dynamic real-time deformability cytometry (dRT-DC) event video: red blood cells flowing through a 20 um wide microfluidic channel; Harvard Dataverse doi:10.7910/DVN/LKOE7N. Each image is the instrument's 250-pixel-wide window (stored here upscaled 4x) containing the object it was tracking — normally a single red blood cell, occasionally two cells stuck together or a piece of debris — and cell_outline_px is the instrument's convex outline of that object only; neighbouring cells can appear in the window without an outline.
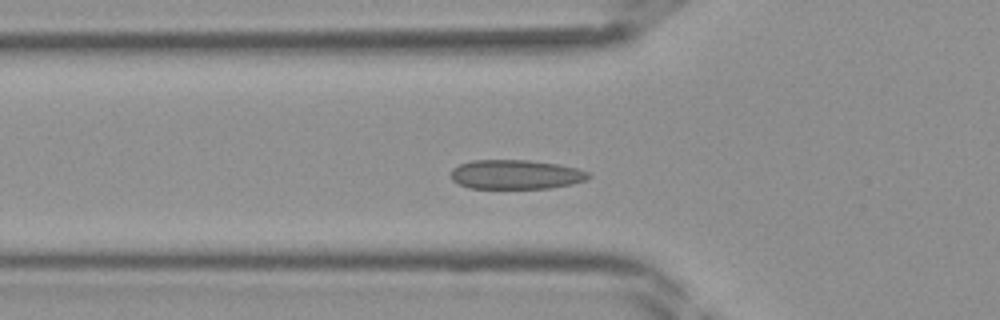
{"species": "Egyptian fruit bat (a non-hibernating species)", "species_latin": "Rousettus aegyptiacus", "temperature_condition": "room temperature", "stored_images_in_passage": 40, "camera_frame_rate_fps": 3000, "um_per_image_px": 0.085, "frame": {"image": 1, "passage_image": 12, "time_ms": 3.667, "image_size_px": [1000, 320], "cell_outline_px": [[592, 176], [588, 180], [572, 184], [548, 188], [468, 188], [452, 180], [452, 168], [460, 164], [472, 160], [528, 160], [560, 164], [576, 168], [588, 172]], "centroid_in_image_um": [43.88, 14.83], "position_along_channel_um": 81.9, "area_um2": 23.58}}
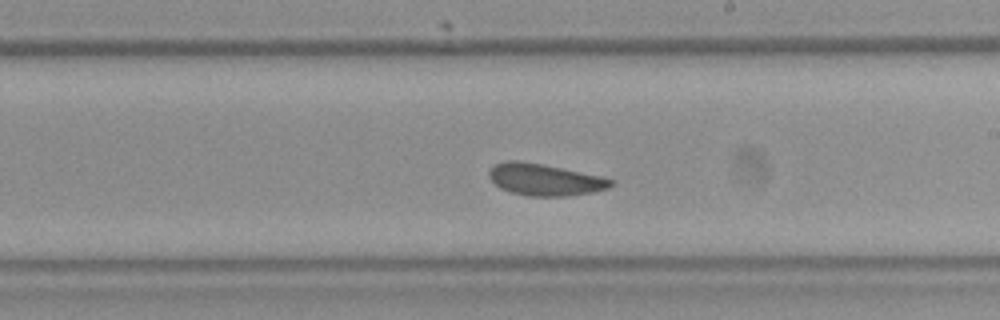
{"frame": {"image": 2, "passage_image": 22, "time_ms": 7.0, "image_size_px": [1000, 320], "cell_outline_px": [[616, 184], [608, 188], [592, 192], [568, 196], [528, 196], [512, 192], [500, 188], [488, 176], [488, 172], [496, 164], [504, 160], [516, 160], [540, 164], [604, 176], [616, 180]], "centroid_in_image_um": [46.36, 15.27], "position_along_channel_um": 242.6, "area_um2": 22.6}}
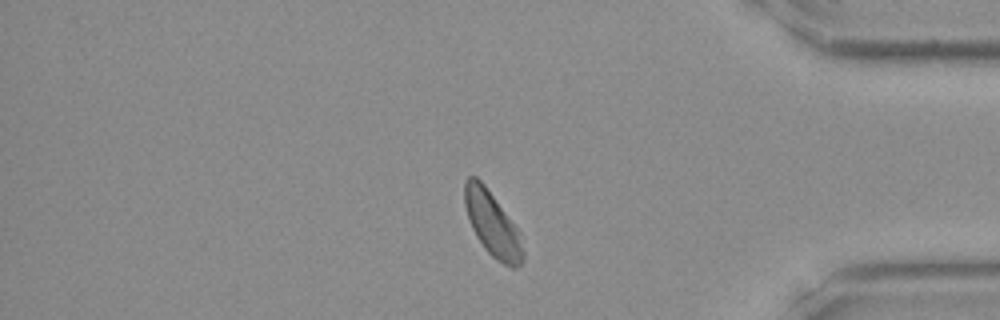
{"frame": {"image": 3, "passage_image": 33, "time_ms": 10.667, "image_size_px": [1000, 320], "cell_outline_px": [[524, 260], [516, 268], [512, 268], [496, 260], [484, 248], [476, 236], [468, 220], [464, 204], [464, 180], [468, 176], [476, 176], [484, 184], [520, 232], [524, 252]], "centroid_in_image_um": [41.84, 19.05], "position_along_channel_um": 393.4, "area_um2": 22.02}}